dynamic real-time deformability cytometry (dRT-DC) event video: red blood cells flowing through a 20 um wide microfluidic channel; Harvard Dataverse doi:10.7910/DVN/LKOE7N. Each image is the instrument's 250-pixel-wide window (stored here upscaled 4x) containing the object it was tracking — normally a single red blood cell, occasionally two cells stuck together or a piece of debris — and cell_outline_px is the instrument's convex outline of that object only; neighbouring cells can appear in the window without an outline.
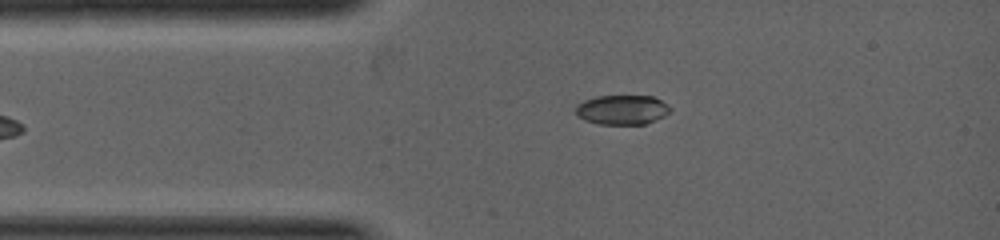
{"species": "common noctule bat (a hibernating species)", "species_latin": "Nyctalus noctula", "temperature_condition": "warm", "stored_images_in_passage": 2, "camera_frame_rate_fps": 5000, "um_per_image_px": 0.085, "animal": {"sex": "female", "body_mass_g": 19.0, "forearm_length_mm": 53.3}, "frame": {"image": 1, "passage_image": 2, "time_ms": 0.8, "image_size_px": [1000, 240], "cell_outline_px": [[672, 108], [664, 116], [644, 124], [600, 124], [584, 120], [576, 116], [576, 104], [584, 100], [596, 96], [652, 96], [668, 104]], "centroid_in_image_um": [52.85, 9.32], "position_along_channel_um": 32.1, "area_um2": 16.3}}